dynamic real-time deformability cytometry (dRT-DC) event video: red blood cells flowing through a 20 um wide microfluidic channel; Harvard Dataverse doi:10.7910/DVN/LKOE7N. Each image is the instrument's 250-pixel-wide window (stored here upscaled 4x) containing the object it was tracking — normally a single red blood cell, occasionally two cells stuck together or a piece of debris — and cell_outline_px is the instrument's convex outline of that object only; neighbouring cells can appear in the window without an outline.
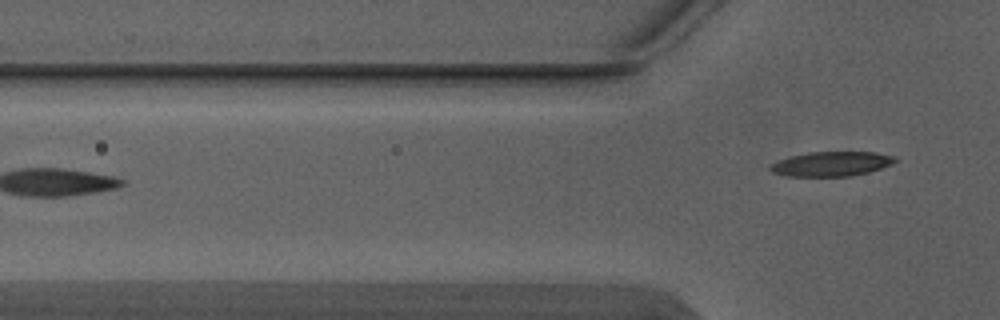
{"species": "Egyptian fruit bat (a non-hibernating species)", "species_latin": "Rousettus aegyptiacus", "temperature_condition": "warm", "stored_images_in_passage": 3, "camera_frame_rate_fps": 3000, "um_per_image_px": 0.085, "animal": {"sex": "male"}, "frame": {"image": 1, "passage_image": 3, "time_ms": 0.667, "image_size_px": [1000, 320], "cell_outline_px": [[900, 160], [892, 164], [868, 172], [848, 176], [788, 176], [772, 172], [768, 168], [772, 164], [780, 160], [792, 156], [808, 152], [876, 152], [896, 156]], "centroid_in_image_um": [70.73, 13.92], "position_along_channel_um": 55.1, "area_um2": 17.8}}